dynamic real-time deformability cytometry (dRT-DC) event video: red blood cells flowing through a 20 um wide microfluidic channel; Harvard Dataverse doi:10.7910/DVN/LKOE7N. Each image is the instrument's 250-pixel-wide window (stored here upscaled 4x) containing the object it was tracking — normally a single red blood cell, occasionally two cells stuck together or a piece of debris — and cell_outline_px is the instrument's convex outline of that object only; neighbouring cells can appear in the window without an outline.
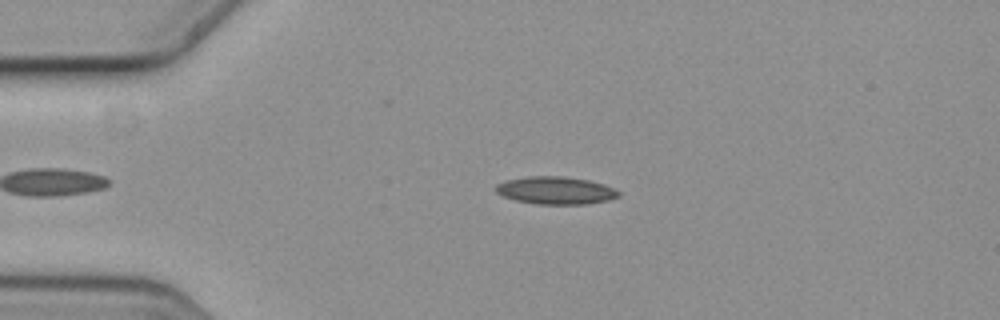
{"species": "common noctule bat (a hibernating species)", "species_latin": "Nyctalus noctula", "temperature_condition": "cold", "stored_images_in_passage": 2, "camera_frame_rate_fps": 3000, "um_per_image_px": 0.085, "animal": {"sex": "female", "body_mass_g": 19.3, "forearm_length_mm": 54.1}, "frame": {"image": 1, "passage_image": 1, "time_ms": 0.0, "image_size_px": [1000, 320], "cell_outline_px": [[620, 196], [608, 200], [588, 204], [536, 204], [516, 200], [504, 196], [496, 192], [496, 184], [504, 180], [528, 176], [560, 176], [588, 180], [604, 184], [620, 192]], "centroid_in_image_um": [47.22, 16.18], "position_along_channel_um": 37.8, "area_um2": 19.71}}
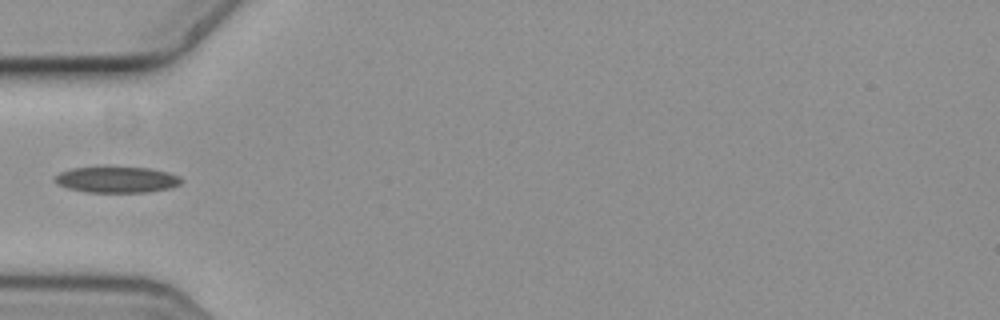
{"frame": {"image": 2, "passage_image": 2, "time_ms": 0.333, "image_size_px": [1000, 320], "cell_outline_px": [[184, 180], [180, 184], [168, 188], [148, 192], [88, 192], [68, 188], [52, 180], [60, 172], [72, 168], [148, 168], [168, 172], [180, 176]], "centroid_in_image_um": [9.96, 15.28], "position_along_channel_um": 75.0, "area_um2": 18.84}}